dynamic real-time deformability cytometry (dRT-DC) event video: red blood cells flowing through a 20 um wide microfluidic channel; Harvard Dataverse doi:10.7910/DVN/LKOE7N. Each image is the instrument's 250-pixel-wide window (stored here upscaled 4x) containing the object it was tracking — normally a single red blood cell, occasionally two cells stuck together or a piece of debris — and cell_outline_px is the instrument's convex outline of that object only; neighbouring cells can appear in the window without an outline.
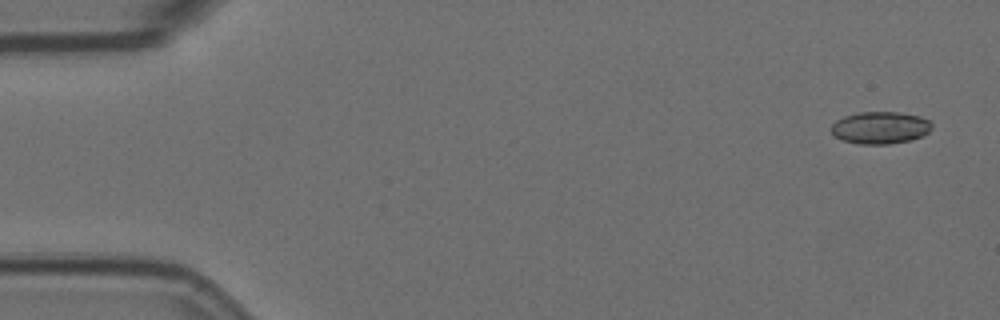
{"species": "Egyptian fruit bat (a non-hibernating species)", "species_latin": "Rousettus aegyptiacus", "temperature_condition": "room temperature", "stored_images_in_passage": 4, "camera_frame_rate_fps": 3000, "um_per_image_px": 0.085, "animal": {"sex": "female"}, "frame": {"image": 1, "passage_image": 1, "time_ms": 0.0, "image_size_px": [1000, 320], "cell_outline_px": [[932, 128], [924, 136], [912, 140], [888, 144], [856, 144], [840, 140], [832, 132], [832, 124], [836, 120], [844, 116], [860, 112], [900, 112], [920, 116], [928, 120], [932, 124]], "centroid_in_image_um": [74.83, 10.86], "position_along_channel_um": 10.2, "area_um2": 19.07}}